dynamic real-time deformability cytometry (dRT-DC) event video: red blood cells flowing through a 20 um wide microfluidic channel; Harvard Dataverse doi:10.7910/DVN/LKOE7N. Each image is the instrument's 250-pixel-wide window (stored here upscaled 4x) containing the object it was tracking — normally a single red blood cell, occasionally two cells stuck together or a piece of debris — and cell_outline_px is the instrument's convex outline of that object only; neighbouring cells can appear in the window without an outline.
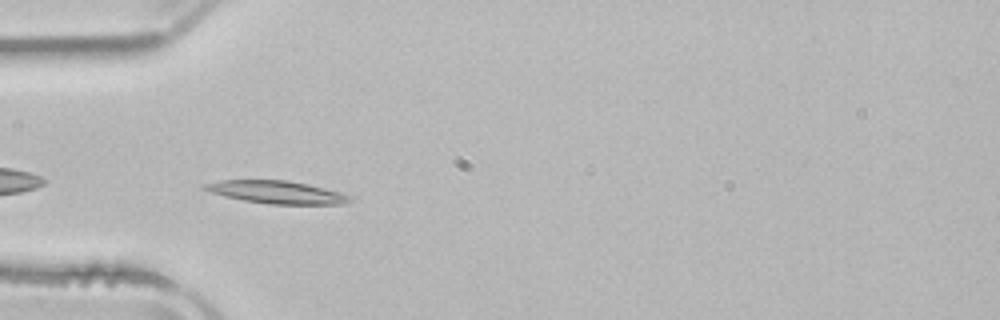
{"species": "common noctule bat (a hibernating species)", "species_latin": "Nyctalus noctula", "temperature_condition": "room temperature", "stored_images_in_passage": 39, "camera_frame_rate_fps": 3000, "um_per_image_px": 0.085, "animal": {"sex": "male", "body_mass_g": 21.5, "forearm_length_mm": 52.0}, "frame": {"image": 1, "passage_image": 2, "time_ms": 0.333, "image_size_px": [1000, 320], "cell_outline_px": [[352, 200], [344, 204], [268, 204], [244, 200], [224, 196], [200, 188], [200, 184], [216, 180], [288, 180], [308, 184], [340, 192], [352, 196]], "centroid_in_image_um": [23.47, 16.32], "position_along_channel_um": 61.5, "area_um2": 19.36}}
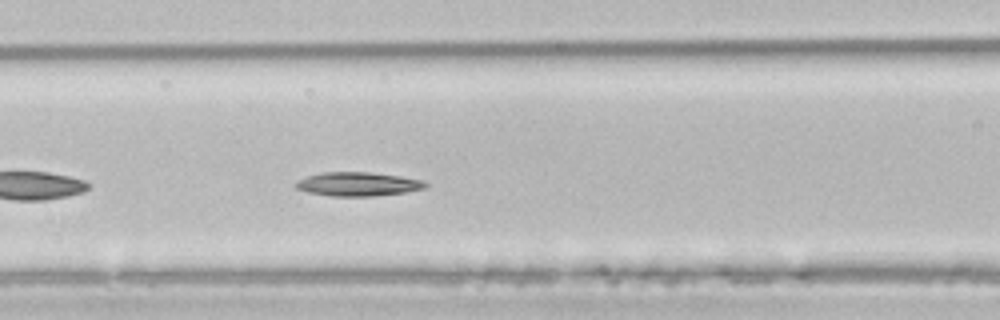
{"frame": {"image": 2, "passage_image": 8, "time_ms": 2.333, "image_size_px": [1000, 320], "cell_outline_px": [[428, 184], [424, 188], [408, 192], [376, 196], [328, 196], [308, 192], [296, 188], [292, 184], [296, 180], [320, 172], [368, 172], [400, 176], [424, 180]], "centroid_in_image_um": [30.4, 15.65], "position_along_channel_um": 136.2, "area_um2": 18.26}}
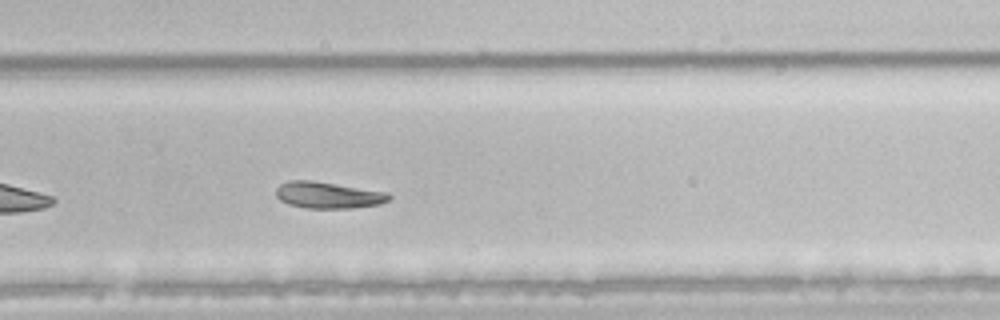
{"frame": {"image": 3, "passage_image": 21, "time_ms": 6.667, "image_size_px": [1000, 320], "cell_outline_px": [[392, 196], [388, 200], [380, 204], [352, 208], [308, 208], [288, 204], [280, 200], [276, 196], [276, 188], [280, 184], [288, 180], [312, 180], [388, 192]], "centroid_in_image_um": [27.88, 16.58], "position_along_channel_um": 301.9, "area_um2": 17.51}, "authors_computed_cell_mechanics": {"area_um2": 18.0336, "velocity_mm_per_s": 3.8392, "shape_relaxation_time_tau1_ms": 4.281, "shape_relaxation_time_tau2_ms": null, "deformation_change_tau1": 0.131, "deformation_change_tau2": null}}